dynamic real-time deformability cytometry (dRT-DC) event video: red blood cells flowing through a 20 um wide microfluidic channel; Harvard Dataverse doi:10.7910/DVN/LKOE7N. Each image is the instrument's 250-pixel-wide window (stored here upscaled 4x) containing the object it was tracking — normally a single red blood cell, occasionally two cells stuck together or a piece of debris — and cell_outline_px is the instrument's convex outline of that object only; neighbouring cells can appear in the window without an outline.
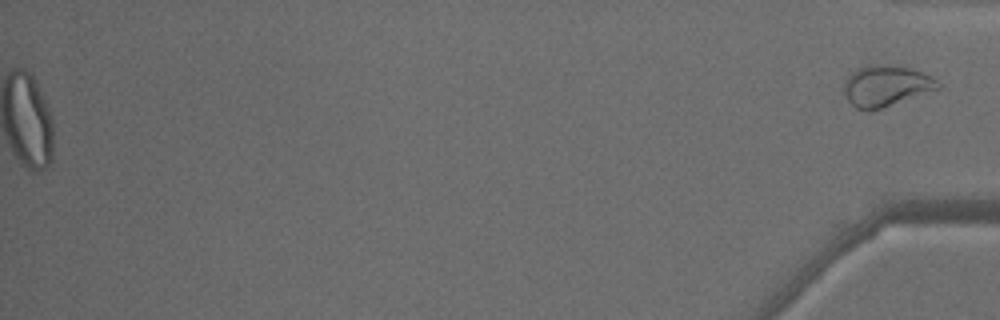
{"species": "common noctule bat (a hibernating species)", "species_latin": "Nyctalus noctula", "temperature_condition": "warm", "stored_images_in_passage": 49, "segment_of_instrument_passage": [2, 2], "camera_frame_rate_fps": 3000, "um_per_image_px": 0.085, "animal": {"sex": "male", "body_mass_g": 18.8}, "frame": {"image": 1, "passage_image": 49, "time_ms": 16.0, "image_size_px": [1000, 320], "cell_outline_px": [[940, 88], [868, 112], [856, 108], [848, 100], [844, 92], [844, 80], [852, 72], [868, 64], [892, 64], [912, 68], [936, 80], [940, 84]], "centroid_in_image_um": [75.27, 7.28], "position_along_channel_um": 359.9, "area_um2": 22.25}}